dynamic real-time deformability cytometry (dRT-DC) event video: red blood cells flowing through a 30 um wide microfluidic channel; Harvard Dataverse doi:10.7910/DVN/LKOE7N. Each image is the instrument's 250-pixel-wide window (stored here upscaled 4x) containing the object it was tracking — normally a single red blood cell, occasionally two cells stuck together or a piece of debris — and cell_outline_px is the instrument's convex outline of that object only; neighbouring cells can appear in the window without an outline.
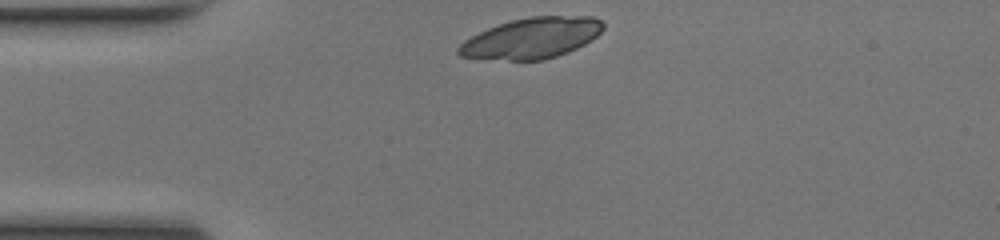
{"species": "common noctule bat (a hibernating species)", "species_latin": "Nyctalus noctula", "temperature_condition": "room temperature", "stored_images_in_passage": 30, "camera_frame_rate_fps": 3000, "um_per_image_px": 0.085, "animal": {"sex": "female", "body_mass_g": 17.0, "forearm_length_mm": 48.0}, "frame": {"image": 1, "passage_image": 1, "time_ms": 0.0, "image_size_px": [1000, 240], "cell_outline_px": [[604, 28], [592, 40], [568, 52], [544, 60], [508, 60], [460, 56], [456, 52], [456, 48], [464, 40], [488, 28], [512, 20], [532, 16], [592, 16], [600, 20], [604, 24]], "centroid_in_image_um": [45.21, 3.24], "position_along_channel_um": 39.8, "area_um2": 34.1}}